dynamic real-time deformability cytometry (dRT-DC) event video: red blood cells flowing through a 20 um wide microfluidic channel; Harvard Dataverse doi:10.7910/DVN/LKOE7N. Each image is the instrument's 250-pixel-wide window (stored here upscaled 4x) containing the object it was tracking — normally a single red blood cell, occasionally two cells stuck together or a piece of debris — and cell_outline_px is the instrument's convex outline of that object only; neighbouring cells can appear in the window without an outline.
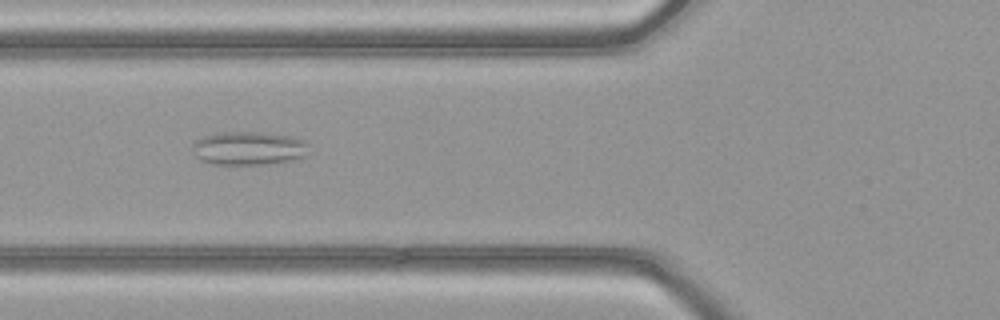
{"species": "common noctule bat (a hibernating species)", "species_latin": "Nyctalus noctula", "temperature_condition": "warm", "stored_images_in_passage": 40, "camera_frame_rate_fps": 3000, "um_per_image_px": 0.085, "animal": {"sex": "female", "body_mass_g": 21.9}, "frame": {"image": 1, "passage_image": 9, "time_ms": 2.667, "image_size_px": [1000, 320], "cell_outline_px": [[308, 156], [292, 160], [260, 164], [212, 164], [200, 160], [196, 156], [192, 148], [192, 140], [216, 132], [260, 132], [292, 136], [304, 140], [308, 144]], "centroid_in_image_um": [21.12, 12.59], "position_along_channel_um": 104.7, "area_um2": 23.0}}
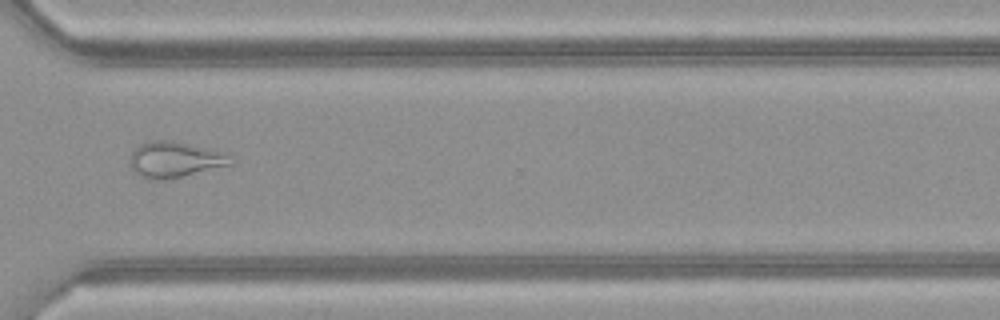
{"frame": {"image": 2, "passage_image": 27, "time_ms": 8.667, "image_size_px": [1000, 320], "cell_outline_px": [[232, 164], [164, 180], [152, 180], [136, 172], [132, 168], [128, 160], [132, 152], [140, 144], [148, 140], [172, 140], [220, 152], [228, 156]], "centroid_in_image_um": [14.77, 13.55], "position_along_channel_um": 355.8, "area_um2": 20.4}}
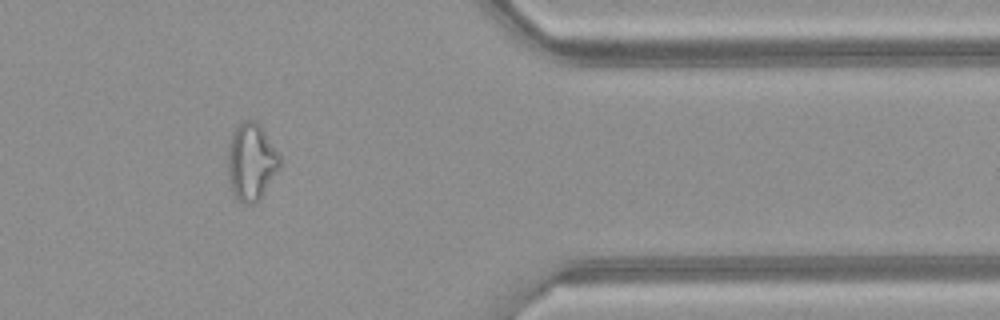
{"frame": {"image": 3, "passage_image": 31, "time_ms": 10.0, "image_size_px": [1000, 320], "cell_outline_px": [[280, 168], [256, 204], [244, 204], [236, 200], [232, 192], [228, 172], [228, 140], [236, 124], [244, 120], [256, 120], [260, 124], [280, 152]], "centroid_in_image_um": [21.36, 13.72], "position_along_channel_um": 390.0, "area_um2": 23.99}, "authors_computed_cell_mechanics": {"area_um2": 23.0044, "velocity_mm_per_s": 4.1766, "shape_relaxation_time_tau1_ms": null, "shape_relaxation_time_tau2_ms": 1.6198, "deformation_change_tau1": null, "deformation_change_tau2": 0.1076}}